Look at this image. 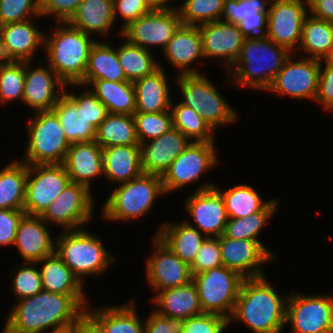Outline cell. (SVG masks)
I'll return each mask as SVG.
<instances>
[{"label":"cell","mask_w":333,"mask_h":333,"mask_svg":"<svg viewBox=\"0 0 333 333\" xmlns=\"http://www.w3.org/2000/svg\"><path fill=\"white\" fill-rule=\"evenodd\" d=\"M159 315L182 321L203 314L197 289L192 281L183 286L158 291L152 298Z\"/></svg>","instance_id":"4316f807"},{"label":"cell","mask_w":333,"mask_h":333,"mask_svg":"<svg viewBox=\"0 0 333 333\" xmlns=\"http://www.w3.org/2000/svg\"><path fill=\"white\" fill-rule=\"evenodd\" d=\"M324 64L321 62L315 101L322 105L324 110L333 112V64Z\"/></svg>","instance_id":"6f0895ef"},{"label":"cell","mask_w":333,"mask_h":333,"mask_svg":"<svg viewBox=\"0 0 333 333\" xmlns=\"http://www.w3.org/2000/svg\"><path fill=\"white\" fill-rule=\"evenodd\" d=\"M52 110L58 116L70 144L95 141L96 129L65 93L58 98Z\"/></svg>","instance_id":"d590c367"},{"label":"cell","mask_w":333,"mask_h":333,"mask_svg":"<svg viewBox=\"0 0 333 333\" xmlns=\"http://www.w3.org/2000/svg\"><path fill=\"white\" fill-rule=\"evenodd\" d=\"M92 196L85 185L70 182L48 206L41 218L48 224L63 227L64 231L82 229L94 217Z\"/></svg>","instance_id":"8fae6325"},{"label":"cell","mask_w":333,"mask_h":333,"mask_svg":"<svg viewBox=\"0 0 333 333\" xmlns=\"http://www.w3.org/2000/svg\"><path fill=\"white\" fill-rule=\"evenodd\" d=\"M37 264H42L39 269L43 290L58 294H85L84 284L56 252L44 257Z\"/></svg>","instance_id":"e575fe53"},{"label":"cell","mask_w":333,"mask_h":333,"mask_svg":"<svg viewBox=\"0 0 333 333\" xmlns=\"http://www.w3.org/2000/svg\"><path fill=\"white\" fill-rule=\"evenodd\" d=\"M28 165L13 160L0 170V209L23 210Z\"/></svg>","instance_id":"8d00e7d4"},{"label":"cell","mask_w":333,"mask_h":333,"mask_svg":"<svg viewBox=\"0 0 333 333\" xmlns=\"http://www.w3.org/2000/svg\"><path fill=\"white\" fill-rule=\"evenodd\" d=\"M83 0H40L41 17L54 15L57 23H66L76 12Z\"/></svg>","instance_id":"11a10c76"},{"label":"cell","mask_w":333,"mask_h":333,"mask_svg":"<svg viewBox=\"0 0 333 333\" xmlns=\"http://www.w3.org/2000/svg\"><path fill=\"white\" fill-rule=\"evenodd\" d=\"M155 234L183 262L191 265L207 236L186 219L180 223L165 222Z\"/></svg>","instance_id":"f1b7e54d"},{"label":"cell","mask_w":333,"mask_h":333,"mask_svg":"<svg viewBox=\"0 0 333 333\" xmlns=\"http://www.w3.org/2000/svg\"><path fill=\"white\" fill-rule=\"evenodd\" d=\"M86 311L106 333H144V323L138 317L135 301L122 306L87 307Z\"/></svg>","instance_id":"836d02e7"},{"label":"cell","mask_w":333,"mask_h":333,"mask_svg":"<svg viewBox=\"0 0 333 333\" xmlns=\"http://www.w3.org/2000/svg\"><path fill=\"white\" fill-rule=\"evenodd\" d=\"M123 39L124 41L117 46L116 51L127 81L134 82L159 68L158 59L151 54L152 51Z\"/></svg>","instance_id":"ab89813d"},{"label":"cell","mask_w":333,"mask_h":333,"mask_svg":"<svg viewBox=\"0 0 333 333\" xmlns=\"http://www.w3.org/2000/svg\"><path fill=\"white\" fill-rule=\"evenodd\" d=\"M179 323V333H224L226 327H229L228 319L212 313H203Z\"/></svg>","instance_id":"f907efd6"},{"label":"cell","mask_w":333,"mask_h":333,"mask_svg":"<svg viewBox=\"0 0 333 333\" xmlns=\"http://www.w3.org/2000/svg\"><path fill=\"white\" fill-rule=\"evenodd\" d=\"M11 307L2 333H59L72 330L90 305L85 294L41 290Z\"/></svg>","instance_id":"6da1fadb"},{"label":"cell","mask_w":333,"mask_h":333,"mask_svg":"<svg viewBox=\"0 0 333 333\" xmlns=\"http://www.w3.org/2000/svg\"><path fill=\"white\" fill-rule=\"evenodd\" d=\"M151 9H175L176 7L170 6L171 0H145Z\"/></svg>","instance_id":"be15d7a7"},{"label":"cell","mask_w":333,"mask_h":333,"mask_svg":"<svg viewBox=\"0 0 333 333\" xmlns=\"http://www.w3.org/2000/svg\"><path fill=\"white\" fill-rule=\"evenodd\" d=\"M114 189L101 210V215L109 222L137 220L150 212L158 196L166 195L162 176L147 173Z\"/></svg>","instance_id":"8992f818"},{"label":"cell","mask_w":333,"mask_h":333,"mask_svg":"<svg viewBox=\"0 0 333 333\" xmlns=\"http://www.w3.org/2000/svg\"><path fill=\"white\" fill-rule=\"evenodd\" d=\"M225 0H185L177 8L181 23L199 26L204 23L221 20Z\"/></svg>","instance_id":"ee69618b"},{"label":"cell","mask_w":333,"mask_h":333,"mask_svg":"<svg viewBox=\"0 0 333 333\" xmlns=\"http://www.w3.org/2000/svg\"><path fill=\"white\" fill-rule=\"evenodd\" d=\"M57 24L52 35L44 33L46 64L65 84H78L84 78L89 53L96 40L67 22Z\"/></svg>","instance_id":"277c9868"},{"label":"cell","mask_w":333,"mask_h":333,"mask_svg":"<svg viewBox=\"0 0 333 333\" xmlns=\"http://www.w3.org/2000/svg\"><path fill=\"white\" fill-rule=\"evenodd\" d=\"M25 83V62H0V102L22 101Z\"/></svg>","instance_id":"f6af8a7d"},{"label":"cell","mask_w":333,"mask_h":333,"mask_svg":"<svg viewBox=\"0 0 333 333\" xmlns=\"http://www.w3.org/2000/svg\"><path fill=\"white\" fill-rule=\"evenodd\" d=\"M204 58H219L228 71L240 56L246 37L237 24L218 20L198 26ZM223 62V63H222Z\"/></svg>","instance_id":"ffe728a7"},{"label":"cell","mask_w":333,"mask_h":333,"mask_svg":"<svg viewBox=\"0 0 333 333\" xmlns=\"http://www.w3.org/2000/svg\"><path fill=\"white\" fill-rule=\"evenodd\" d=\"M173 127L180 130L191 142H216L215 131L191 107L182 104H171Z\"/></svg>","instance_id":"7bdbcfd3"},{"label":"cell","mask_w":333,"mask_h":333,"mask_svg":"<svg viewBox=\"0 0 333 333\" xmlns=\"http://www.w3.org/2000/svg\"><path fill=\"white\" fill-rule=\"evenodd\" d=\"M245 278L225 266L209 269L192 276L201 308L229 319Z\"/></svg>","instance_id":"9c48e42d"},{"label":"cell","mask_w":333,"mask_h":333,"mask_svg":"<svg viewBox=\"0 0 333 333\" xmlns=\"http://www.w3.org/2000/svg\"><path fill=\"white\" fill-rule=\"evenodd\" d=\"M215 143L191 142L187 146L162 176L165 194L199 180L202 174L219 163Z\"/></svg>","instance_id":"7c38bea8"},{"label":"cell","mask_w":333,"mask_h":333,"mask_svg":"<svg viewBox=\"0 0 333 333\" xmlns=\"http://www.w3.org/2000/svg\"><path fill=\"white\" fill-rule=\"evenodd\" d=\"M287 324L291 326L290 333H333V292L288 295Z\"/></svg>","instance_id":"30bf717a"},{"label":"cell","mask_w":333,"mask_h":333,"mask_svg":"<svg viewBox=\"0 0 333 333\" xmlns=\"http://www.w3.org/2000/svg\"><path fill=\"white\" fill-rule=\"evenodd\" d=\"M95 141L102 149L119 145H140L133 115L108 114L96 129Z\"/></svg>","instance_id":"f35d334b"},{"label":"cell","mask_w":333,"mask_h":333,"mask_svg":"<svg viewBox=\"0 0 333 333\" xmlns=\"http://www.w3.org/2000/svg\"><path fill=\"white\" fill-rule=\"evenodd\" d=\"M105 42L98 40L91 47L84 78L78 84H66V86H86L92 80L103 79L113 82L127 81L119 64L116 48Z\"/></svg>","instance_id":"4dcf8cb0"},{"label":"cell","mask_w":333,"mask_h":333,"mask_svg":"<svg viewBox=\"0 0 333 333\" xmlns=\"http://www.w3.org/2000/svg\"><path fill=\"white\" fill-rule=\"evenodd\" d=\"M153 254L147 258L146 280L156 294L192 281L190 265L178 258L156 235L152 237Z\"/></svg>","instance_id":"ac0fdd59"},{"label":"cell","mask_w":333,"mask_h":333,"mask_svg":"<svg viewBox=\"0 0 333 333\" xmlns=\"http://www.w3.org/2000/svg\"><path fill=\"white\" fill-rule=\"evenodd\" d=\"M158 64L159 68L152 74L133 82L136 98L135 112L158 113L171 108L169 81L163 65L160 62Z\"/></svg>","instance_id":"83f0119b"},{"label":"cell","mask_w":333,"mask_h":333,"mask_svg":"<svg viewBox=\"0 0 333 333\" xmlns=\"http://www.w3.org/2000/svg\"><path fill=\"white\" fill-rule=\"evenodd\" d=\"M219 266H223L219 246V237H207L199 248L195 260L190 265L192 275L205 272Z\"/></svg>","instance_id":"f5cc1de1"},{"label":"cell","mask_w":333,"mask_h":333,"mask_svg":"<svg viewBox=\"0 0 333 333\" xmlns=\"http://www.w3.org/2000/svg\"><path fill=\"white\" fill-rule=\"evenodd\" d=\"M37 263L25 262L18 265L12 275L11 289L17 300L32 297L43 290L40 269Z\"/></svg>","instance_id":"7dc6e473"},{"label":"cell","mask_w":333,"mask_h":333,"mask_svg":"<svg viewBox=\"0 0 333 333\" xmlns=\"http://www.w3.org/2000/svg\"><path fill=\"white\" fill-rule=\"evenodd\" d=\"M177 87L183 95L182 104L191 107L216 132L218 126L237 121V111L230 106L204 74L178 75Z\"/></svg>","instance_id":"ba28073f"},{"label":"cell","mask_w":333,"mask_h":333,"mask_svg":"<svg viewBox=\"0 0 333 333\" xmlns=\"http://www.w3.org/2000/svg\"><path fill=\"white\" fill-rule=\"evenodd\" d=\"M26 126L29 136L23 158L27 165L63 164L70 143L53 110L35 112Z\"/></svg>","instance_id":"52a82bcc"},{"label":"cell","mask_w":333,"mask_h":333,"mask_svg":"<svg viewBox=\"0 0 333 333\" xmlns=\"http://www.w3.org/2000/svg\"><path fill=\"white\" fill-rule=\"evenodd\" d=\"M86 86L106 106L109 114L135 113L136 98L133 82H113L103 79L92 80Z\"/></svg>","instance_id":"d6a6232c"},{"label":"cell","mask_w":333,"mask_h":333,"mask_svg":"<svg viewBox=\"0 0 333 333\" xmlns=\"http://www.w3.org/2000/svg\"><path fill=\"white\" fill-rule=\"evenodd\" d=\"M190 143L191 141L174 127L158 138L142 142L140 157L143 173L163 176Z\"/></svg>","instance_id":"7402d4cb"},{"label":"cell","mask_w":333,"mask_h":333,"mask_svg":"<svg viewBox=\"0 0 333 333\" xmlns=\"http://www.w3.org/2000/svg\"><path fill=\"white\" fill-rule=\"evenodd\" d=\"M290 55L286 47L268 37L262 40L245 39L239 58L226 71L227 80L234 81V85L267 92Z\"/></svg>","instance_id":"3957f363"},{"label":"cell","mask_w":333,"mask_h":333,"mask_svg":"<svg viewBox=\"0 0 333 333\" xmlns=\"http://www.w3.org/2000/svg\"><path fill=\"white\" fill-rule=\"evenodd\" d=\"M59 333H73L72 330H67V331H63V332H59Z\"/></svg>","instance_id":"003e7915"},{"label":"cell","mask_w":333,"mask_h":333,"mask_svg":"<svg viewBox=\"0 0 333 333\" xmlns=\"http://www.w3.org/2000/svg\"><path fill=\"white\" fill-rule=\"evenodd\" d=\"M73 333H106L104 328L86 311L72 329Z\"/></svg>","instance_id":"6125c7cd"},{"label":"cell","mask_w":333,"mask_h":333,"mask_svg":"<svg viewBox=\"0 0 333 333\" xmlns=\"http://www.w3.org/2000/svg\"><path fill=\"white\" fill-rule=\"evenodd\" d=\"M181 24L177 8L152 9L124 28L120 38L149 51L154 46L164 49Z\"/></svg>","instance_id":"9a60e30c"},{"label":"cell","mask_w":333,"mask_h":333,"mask_svg":"<svg viewBox=\"0 0 333 333\" xmlns=\"http://www.w3.org/2000/svg\"><path fill=\"white\" fill-rule=\"evenodd\" d=\"M133 117L140 144L158 138L173 128L171 110L158 113L135 112Z\"/></svg>","instance_id":"bcb514c9"},{"label":"cell","mask_w":333,"mask_h":333,"mask_svg":"<svg viewBox=\"0 0 333 333\" xmlns=\"http://www.w3.org/2000/svg\"><path fill=\"white\" fill-rule=\"evenodd\" d=\"M219 246L223 266L235 270L244 278L264 276L261 265L276 260L271 249L261 241L231 239L221 235Z\"/></svg>","instance_id":"d6986e66"},{"label":"cell","mask_w":333,"mask_h":333,"mask_svg":"<svg viewBox=\"0 0 333 333\" xmlns=\"http://www.w3.org/2000/svg\"><path fill=\"white\" fill-rule=\"evenodd\" d=\"M103 176L115 185L139 177L141 168L140 145H119L102 149Z\"/></svg>","instance_id":"f546056e"},{"label":"cell","mask_w":333,"mask_h":333,"mask_svg":"<svg viewBox=\"0 0 333 333\" xmlns=\"http://www.w3.org/2000/svg\"><path fill=\"white\" fill-rule=\"evenodd\" d=\"M297 54L285 60L283 67L277 73L275 80L267 91L278 96H288L295 99H311L315 102L318 89L321 61ZM304 56V57H303Z\"/></svg>","instance_id":"5bb4252c"},{"label":"cell","mask_w":333,"mask_h":333,"mask_svg":"<svg viewBox=\"0 0 333 333\" xmlns=\"http://www.w3.org/2000/svg\"><path fill=\"white\" fill-rule=\"evenodd\" d=\"M271 0H225L221 20L239 24L244 16L258 11H268Z\"/></svg>","instance_id":"816d5d0a"},{"label":"cell","mask_w":333,"mask_h":333,"mask_svg":"<svg viewBox=\"0 0 333 333\" xmlns=\"http://www.w3.org/2000/svg\"><path fill=\"white\" fill-rule=\"evenodd\" d=\"M24 210L0 209V246H14L16 232Z\"/></svg>","instance_id":"9f6ffc18"},{"label":"cell","mask_w":333,"mask_h":333,"mask_svg":"<svg viewBox=\"0 0 333 333\" xmlns=\"http://www.w3.org/2000/svg\"><path fill=\"white\" fill-rule=\"evenodd\" d=\"M67 23L88 35L108 36L116 24L113 0H83Z\"/></svg>","instance_id":"1f68e13d"},{"label":"cell","mask_w":333,"mask_h":333,"mask_svg":"<svg viewBox=\"0 0 333 333\" xmlns=\"http://www.w3.org/2000/svg\"><path fill=\"white\" fill-rule=\"evenodd\" d=\"M31 64V61L25 62V83L21 103L35 112L52 110L64 93L66 84L48 64L36 67Z\"/></svg>","instance_id":"44dd1931"},{"label":"cell","mask_w":333,"mask_h":333,"mask_svg":"<svg viewBox=\"0 0 333 333\" xmlns=\"http://www.w3.org/2000/svg\"><path fill=\"white\" fill-rule=\"evenodd\" d=\"M267 18L268 11H258L250 16H244L237 24L240 31L251 40H262L267 38Z\"/></svg>","instance_id":"680465c9"},{"label":"cell","mask_w":333,"mask_h":333,"mask_svg":"<svg viewBox=\"0 0 333 333\" xmlns=\"http://www.w3.org/2000/svg\"><path fill=\"white\" fill-rule=\"evenodd\" d=\"M34 19L0 26L5 61H33L40 48L44 49V33Z\"/></svg>","instance_id":"603a6c76"},{"label":"cell","mask_w":333,"mask_h":333,"mask_svg":"<svg viewBox=\"0 0 333 333\" xmlns=\"http://www.w3.org/2000/svg\"><path fill=\"white\" fill-rule=\"evenodd\" d=\"M3 61H5V59H4V54L2 51L1 32H0V62H3Z\"/></svg>","instance_id":"03108f58"},{"label":"cell","mask_w":333,"mask_h":333,"mask_svg":"<svg viewBox=\"0 0 333 333\" xmlns=\"http://www.w3.org/2000/svg\"><path fill=\"white\" fill-rule=\"evenodd\" d=\"M278 199L271 201L261 210L243 218H229L223 236L231 239L260 241L258 236L278 208Z\"/></svg>","instance_id":"b9f144b4"},{"label":"cell","mask_w":333,"mask_h":333,"mask_svg":"<svg viewBox=\"0 0 333 333\" xmlns=\"http://www.w3.org/2000/svg\"><path fill=\"white\" fill-rule=\"evenodd\" d=\"M265 276L245 278L235 302L229 325L244 323L253 333H283L286 325V302Z\"/></svg>","instance_id":"7a4b0ae2"},{"label":"cell","mask_w":333,"mask_h":333,"mask_svg":"<svg viewBox=\"0 0 333 333\" xmlns=\"http://www.w3.org/2000/svg\"><path fill=\"white\" fill-rule=\"evenodd\" d=\"M101 239L86 229L67 230L55 238V252L83 284L86 276L102 275L115 256Z\"/></svg>","instance_id":"5b68a950"},{"label":"cell","mask_w":333,"mask_h":333,"mask_svg":"<svg viewBox=\"0 0 333 333\" xmlns=\"http://www.w3.org/2000/svg\"><path fill=\"white\" fill-rule=\"evenodd\" d=\"M180 323L151 310L144 322V333H179Z\"/></svg>","instance_id":"91938a15"},{"label":"cell","mask_w":333,"mask_h":333,"mask_svg":"<svg viewBox=\"0 0 333 333\" xmlns=\"http://www.w3.org/2000/svg\"><path fill=\"white\" fill-rule=\"evenodd\" d=\"M162 51L167 62L177 68L178 75L202 74L191 67L197 59L204 58L198 26L181 24Z\"/></svg>","instance_id":"d4e9b609"},{"label":"cell","mask_w":333,"mask_h":333,"mask_svg":"<svg viewBox=\"0 0 333 333\" xmlns=\"http://www.w3.org/2000/svg\"><path fill=\"white\" fill-rule=\"evenodd\" d=\"M64 88V93L75 103L77 109H81L82 114L97 129L101 122L107 117L106 106L89 90L87 86H81L84 90L80 94L68 93ZM86 87V88H85Z\"/></svg>","instance_id":"681fc988"},{"label":"cell","mask_w":333,"mask_h":333,"mask_svg":"<svg viewBox=\"0 0 333 333\" xmlns=\"http://www.w3.org/2000/svg\"><path fill=\"white\" fill-rule=\"evenodd\" d=\"M113 10L115 22L119 15L123 20V25H121L119 34H117L120 36L124 28L152 9L145 0H113Z\"/></svg>","instance_id":"db71d44e"},{"label":"cell","mask_w":333,"mask_h":333,"mask_svg":"<svg viewBox=\"0 0 333 333\" xmlns=\"http://www.w3.org/2000/svg\"><path fill=\"white\" fill-rule=\"evenodd\" d=\"M39 18L40 0H0V26Z\"/></svg>","instance_id":"c3c4849f"},{"label":"cell","mask_w":333,"mask_h":333,"mask_svg":"<svg viewBox=\"0 0 333 333\" xmlns=\"http://www.w3.org/2000/svg\"><path fill=\"white\" fill-rule=\"evenodd\" d=\"M215 187L221 192L224 199L228 218H243L261 211L270 201H264L258 191L247 184H238L226 191Z\"/></svg>","instance_id":"60d3db41"},{"label":"cell","mask_w":333,"mask_h":333,"mask_svg":"<svg viewBox=\"0 0 333 333\" xmlns=\"http://www.w3.org/2000/svg\"><path fill=\"white\" fill-rule=\"evenodd\" d=\"M270 4L266 27L267 37L296 54L301 40L303 22L309 15L308 1L271 0Z\"/></svg>","instance_id":"2e32d148"},{"label":"cell","mask_w":333,"mask_h":333,"mask_svg":"<svg viewBox=\"0 0 333 333\" xmlns=\"http://www.w3.org/2000/svg\"><path fill=\"white\" fill-rule=\"evenodd\" d=\"M70 182L63 164L28 165L25 214L41 216Z\"/></svg>","instance_id":"4fadbf2b"},{"label":"cell","mask_w":333,"mask_h":333,"mask_svg":"<svg viewBox=\"0 0 333 333\" xmlns=\"http://www.w3.org/2000/svg\"><path fill=\"white\" fill-rule=\"evenodd\" d=\"M63 165L71 182L85 185L92 191V179L103 176L102 148L96 141L71 143Z\"/></svg>","instance_id":"484cf974"},{"label":"cell","mask_w":333,"mask_h":333,"mask_svg":"<svg viewBox=\"0 0 333 333\" xmlns=\"http://www.w3.org/2000/svg\"><path fill=\"white\" fill-rule=\"evenodd\" d=\"M184 208L201 233L207 237L223 235L229 218L221 192L212 182L202 184L187 197Z\"/></svg>","instance_id":"e0dca14e"},{"label":"cell","mask_w":333,"mask_h":333,"mask_svg":"<svg viewBox=\"0 0 333 333\" xmlns=\"http://www.w3.org/2000/svg\"><path fill=\"white\" fill-rule=\"evenodd\" d=\"M322 63L324 61V63H330L333 64V48L331 49V51L329 52V54L325 57V59L320 60Z\"/></svg>","instance_id":"e7e4bbea"},{"label":"cell","mask_w":333,"mask_h":333,"mask_svg":"<svg viewBox=\"0 0 333 333\" xmlns=\"http://www.w3.org/2000/svg\"><path fill=\"white\" fill-rule=\"evenodd\" d=\"M46 224L37 215L24 214L20 219L14 245L24 262L37 263L55 252V240Z\"/></svg>","instance_id":"cb8c5ba5"},{"label":"cell","mask_w":333,"mask_h":333,"mask_svg":"<svg viewBox=\"0 0 333 333\" xmlns=\"http://www.w3.org/2000/svg\"><path fill=\"white\" fill-rule=\"evenodd\" d=\"M309 15L333 23V0H308Z\"/></svg>","instance_id":"94428289"},{"label":"cell","mask_w":333,"mask_h":333,"mask_svg":"<svg viewBox=\"0 0 333 333\" xmlns=\"http://www.w3.org/2000/svg\"><path fill=\"white\" fill-rule=\"evenodd\" d=\"M333 48V23L308 15L303 22L300 52L311 59L323 60ZM309 55V56H308Z\"/></svg>","instance_id":"74e56055"}]
</instances>
